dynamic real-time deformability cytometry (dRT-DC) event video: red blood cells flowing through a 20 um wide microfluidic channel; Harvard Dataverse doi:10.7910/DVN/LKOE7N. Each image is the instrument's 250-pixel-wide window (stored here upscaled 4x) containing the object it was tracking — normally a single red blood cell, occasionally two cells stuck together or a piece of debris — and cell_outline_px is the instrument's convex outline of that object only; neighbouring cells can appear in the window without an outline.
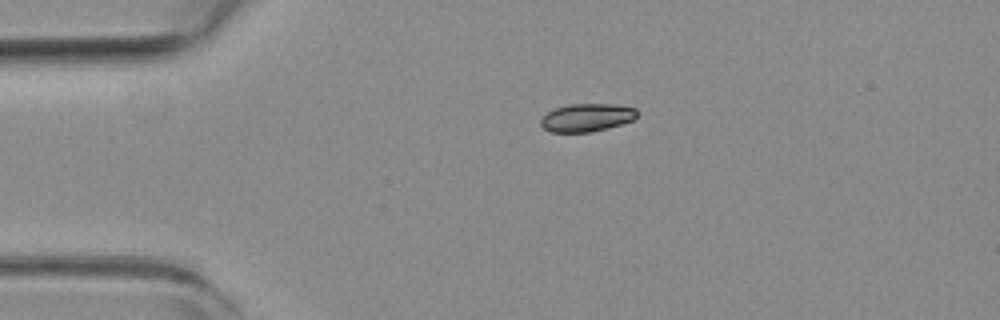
{"species": "common noctule bat (a hibernating species)", "species_latin": "Nyctalus noctula", "temperature_condition": "room temperature", "stored_images_in_passage": 2, "camera_frame_rate_fps": 3000, "um_per_image_px": 0.085, "animal": {"sex": "female", "body_mass_g": 19.3, "forearm_length_mm": 54.1}, "frame": {"image": 1, "passage_image": 1, "time_ms": 0.0, "image_size_px": [1000, 320], "cell_outline_px": [[636, 116], [632, 120], [620, 124], [592, 132], [548, 132], [540, 124], [540, 120], [548, 112], [556, 108], [568, 104], [616, 104], [636, 108]], "centroid_in_image_um": [49.85, 9.99], "position_along_channel_um": 35.1, "area_um2": 15.61}}